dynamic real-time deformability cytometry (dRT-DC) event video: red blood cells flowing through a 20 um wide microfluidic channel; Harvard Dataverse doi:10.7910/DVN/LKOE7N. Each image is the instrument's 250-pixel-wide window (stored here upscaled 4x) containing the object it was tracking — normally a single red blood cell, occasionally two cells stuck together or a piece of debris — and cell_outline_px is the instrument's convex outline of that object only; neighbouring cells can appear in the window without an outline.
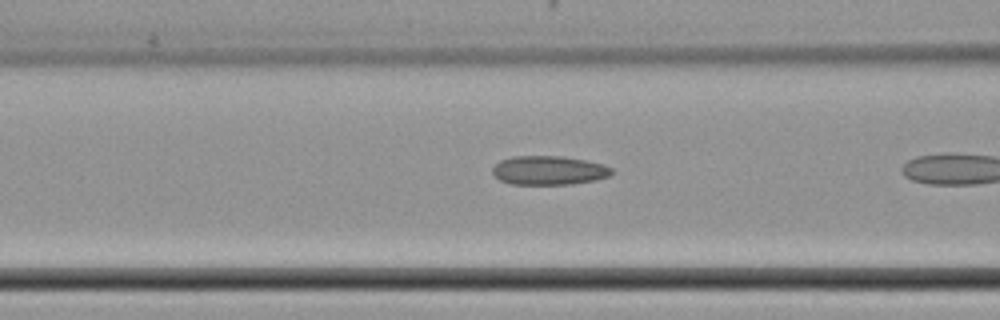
{"species": "common noctule bat (a hibernating species)", "species_latin": "Nyctalus noctula", "temperature_condition": "cold", "stored_images_in_passage": 7, "camera_frame_rate_fps": 3000, "um_per_image_px": 0.085, "animal": {"sex": "female", "body_mass_g": 22.7, "forearm_length_mm": 54.2}, "frame": {"image": 1, "passage_image": 6, "time_ms": 1.667, "image_size_px": [1000, 320], "cell_outline_px": [[612, 172], [608, 176], [596, 180], [572, 184], [512, 184], [500, 180], [492, 172], [492, 168], [500, 160], [512, 156], [564, 156], [604, 164], [612, 168]], "centroid_in_image_um": [46.65, 14.47], "position_along_channel_um": 119.9, "area_um2": 20.11}}